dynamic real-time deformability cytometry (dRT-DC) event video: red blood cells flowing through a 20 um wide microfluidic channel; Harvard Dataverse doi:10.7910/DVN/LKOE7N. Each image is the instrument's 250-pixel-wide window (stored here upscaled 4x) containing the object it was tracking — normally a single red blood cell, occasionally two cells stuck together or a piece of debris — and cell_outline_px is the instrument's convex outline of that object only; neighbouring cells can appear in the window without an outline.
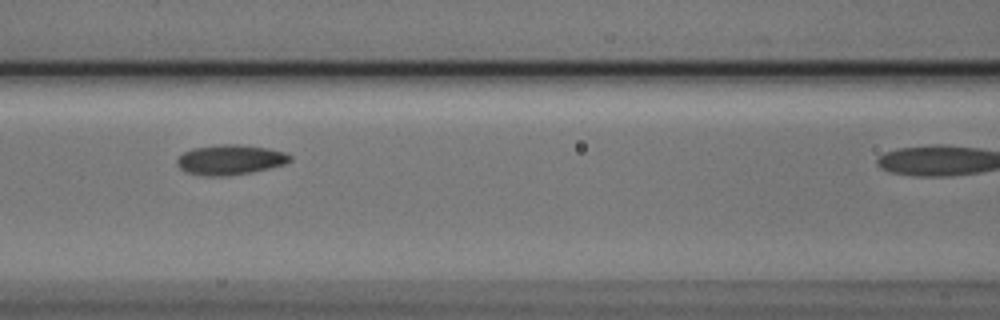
{"species": "Egyptian fruit bat (a non-hibernating species)", "species_latin": "Rousettus aegyptiacus", "temperature_condition": "cold", "stored_images_in_passage": 7, "camera_frame_rate_fps": 3000, "um_per_image_px": 0.085, "animal": {"sex": "male"}, "frame": {"image": 1, "passage_image": 6, "time_ms": 1.667, "image_size_px": [1000, 320], "cell_outline_px": [[292, 160], [284, 164], [268, 168], [248, 172], [224, 176], [204, 176], [188, 172], [180, 168], [176, 164], [176, 160], [184, 152], [192, 148], [220, 144], [240, 144], [268, 148], [284, 152], [292, 156]], "centroid_in_image_um": [19.55, 13.56], "position_along_channel_um": 147.0, "area_um2": 19.65}}